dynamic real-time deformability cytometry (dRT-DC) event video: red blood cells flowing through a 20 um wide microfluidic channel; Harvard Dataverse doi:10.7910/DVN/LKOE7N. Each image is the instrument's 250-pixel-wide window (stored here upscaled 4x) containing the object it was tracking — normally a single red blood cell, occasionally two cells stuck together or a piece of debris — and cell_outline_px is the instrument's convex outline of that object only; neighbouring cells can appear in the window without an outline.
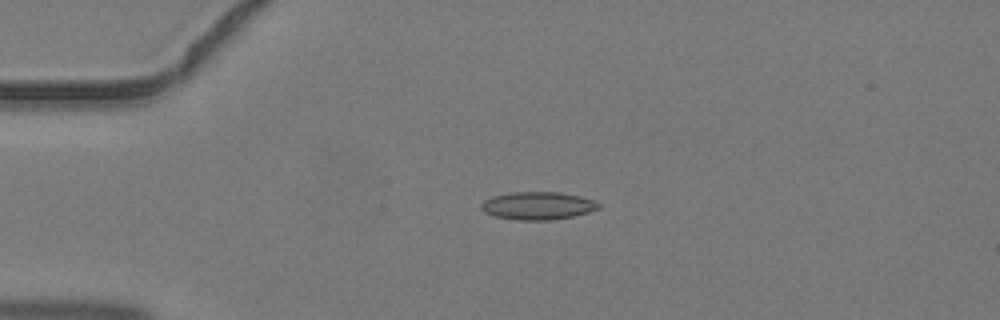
{"species": "common noctule bat (a hibernating species)", "species_latin": "Nyctalus noctula", "temperature_condition": "warm", "stored_images_in_passage": 4, "camera_frame_rate_fps": 3000, "um_per_image_px": 0.085, "animal": {"sex": "male", "body_mass_g": 19.2, "forearm_length_mm": 51.8}, "frame": {"image": 1, "passage_image": 3, "time_ms": 0.667, "image_size_px": [1000, 320], "cell_outline_px": [[600, 208], [588, 212], [572, 216], [552, 220], [516, 220], [496, 216], [484, 212], [480, 208], [480, 204], [484, 200], [492, 196], [512, 192], [560, 192], [580, 196], [592, 200], [600, 204]], "centroid_in_image_um": [45.68, 17.48], "position_along_channel_um": 39.3, "area_um2": 19.02}}